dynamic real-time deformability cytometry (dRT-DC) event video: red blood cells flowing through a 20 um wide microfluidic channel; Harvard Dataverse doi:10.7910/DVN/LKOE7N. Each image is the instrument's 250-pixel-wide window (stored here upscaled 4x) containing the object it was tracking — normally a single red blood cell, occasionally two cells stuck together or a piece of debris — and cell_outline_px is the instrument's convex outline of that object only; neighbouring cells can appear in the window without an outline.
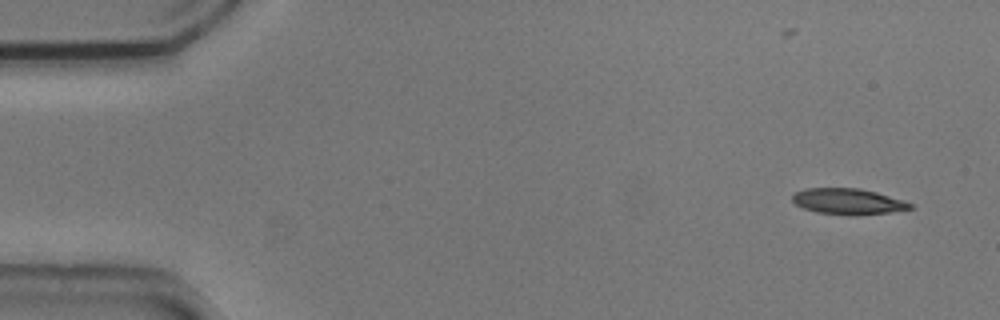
{"species": "common noctule bat (a hibernating species)", "species_latin": "Nyctalus noctula", "temperature_condition": "cold", "stored_images_in_passage": 7, "camera_frame_rate_fps": 3000, "um_per_image_px": 0.085, "animal": {"sex": "male", "body_mass_g": 20.5, "forearm_length_mm": 52.5}, "frame": {"image": 1, "passage_image": 1, "time_ms": 0.0, "image_size_px": [1000, 320], "cell_outline_px": [[916, 208], [888, 212], [856, 216], [848, 216], [816, 212], [804, 208], [796, 204], [792, 200], [792, 196], [796, 192], [808, 188], [860, 188], [876, 192], [904, 200], [912, 204]], "centroid_in_image_um": [72.11, 17.13], "position_along_channel_um": 12.9, "area_um2": 17.92}}
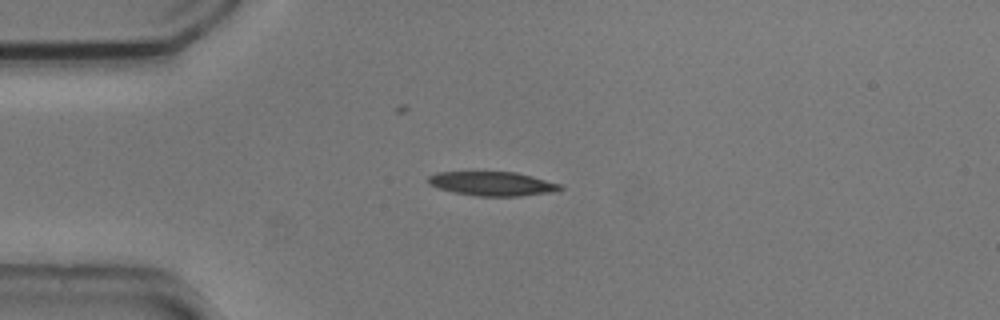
{"frame": {"image": 2, "passage_image": 4, "time_ms": 1.0, "image_size_px": [1000, 320], "cell_outline_px": [[564, 188], [560, 192], [520, 196], [476, 196], [456, 192], [440, 188], [428, 184], [428, 176], [436, 172], [516, 172], [532, 176], [560, 184]], "centroid_in_image_um": [41.91, 15.62], "position_along_channel_um": 43.1, "area_um2": 18.61}}